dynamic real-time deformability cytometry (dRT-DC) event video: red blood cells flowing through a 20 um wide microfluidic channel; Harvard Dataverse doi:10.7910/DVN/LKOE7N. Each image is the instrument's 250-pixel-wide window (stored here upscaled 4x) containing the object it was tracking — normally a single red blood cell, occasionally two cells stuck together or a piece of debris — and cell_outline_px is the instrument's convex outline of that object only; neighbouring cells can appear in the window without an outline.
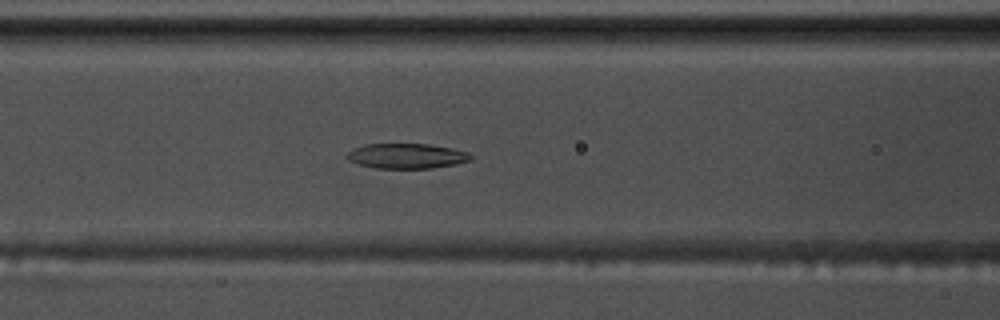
{"species": "common noctule bat (a hibernating species)", "species_latin": "Nyctalus noctula", "temperature_condition": "warm", "stored_images_in_passage": 58, "camera_frame_rate_fps": 3000, "um_per_image_px": 0.085, "animal": {"sex": "male", "body_mass_g": 17.5, "forearm_length_mm": 52.3}, "frame": {"image": 1, "passage_image": 24, "time_ms": 7.667, "image_size_px": [1000, 320], "cell_outline_px": [[472, 160], [456, 164], [432, 168], [376, 168], [360, 164], [348, 160], [348, 152], [364, 144], [428, 144], [452, 148], [468, 152], [472, 156]], "centroid_in_image_um": [34.61, 13.26], "position_along_channel_um": 132.0, "area_um2": 17.92}}
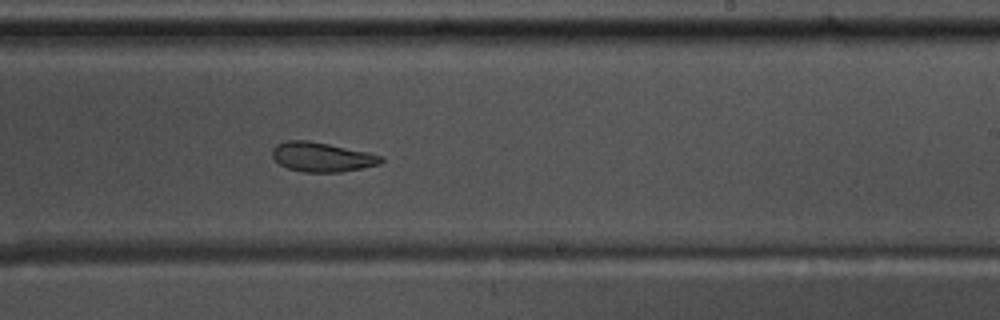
{"frame": {"image": 2, "passage_image": 35, "time_ms": 11.333, "image_size_px": [1000, 320], "cell_outline_px": [[384, 160], [380, 164], [340, 172], [304, 172], [288, 168], [280, 164], [272, 156], [272, 148], [276, 144], [288, 140], [308, 140], [368, 152], [384, 156]], "centroid_in_image_um": [27.36, 13.34], "position_along_channel_um": 261.6, "area_um2": 18.61}}
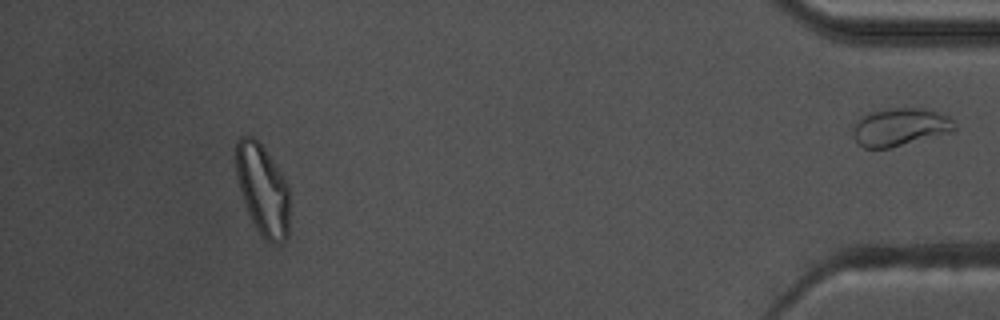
{"frame": {"image": 3, "passage_image": 53, "time_ms": 17.333, "image_size_px": [1000, 320], "cell_outline_px": [[288, 236], [280, 244], [276, 244], [268, 240], [256, 228], [248, 212], [236, 176], [236, 140], [240, 136], [252, 136], [264, 148], [288, 184]], "centroid_in_image_um": [22.32, 16.1], "position_along_channel_um": 412.9, "area_um2": 27.86}, "authors_computed_cell_mechanics": {"area_um2": 21.0681, "velocity_mm_per_s": 3.5464, "shape_relaxation_time_tau1_ms": 9.0581, "shape_relaxation_time_tau2_ms": 4.1604, "deformation_change_tau1": 0.2223, "deformation_change_tau2": 0.105}}